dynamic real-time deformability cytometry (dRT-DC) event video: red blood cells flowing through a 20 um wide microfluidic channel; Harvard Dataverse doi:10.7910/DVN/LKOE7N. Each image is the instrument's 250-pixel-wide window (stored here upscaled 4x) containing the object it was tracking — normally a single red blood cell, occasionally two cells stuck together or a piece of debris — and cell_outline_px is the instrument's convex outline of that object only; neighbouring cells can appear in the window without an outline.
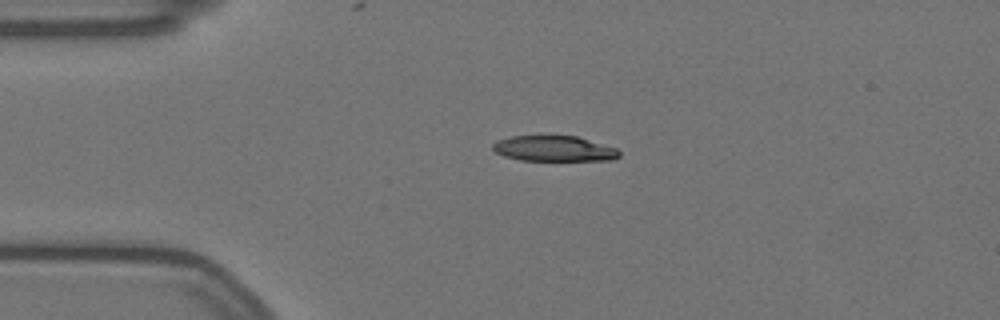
{"species": "Egyptian fruit bat (a non-hibernating species)", "species_latin": "Rousettus aegyptiacus", "temperature_condition": "warm", "stored_images_in_passage": 46, "camera_frame_rate_fps": 3000, "um_per_image_px": 0.085, "animal": {"sex": "female"}, "frame": {"image": 1, "passage_image": 1, "time_ms": 0.0, "image_size_px": [1000, 320], "cell_outline_px": [[620, 156], [612, 160], [520, 160], [504, 156], [496, 152], [492, 148], [492, 144], [496, 140], [512, 136], [576, 136], [616, 148], [620, 152]], "centroid_in_image_um": [47.07, 12.63], "position_along_channel_um": 37.9, "area_um2": 18.67}}
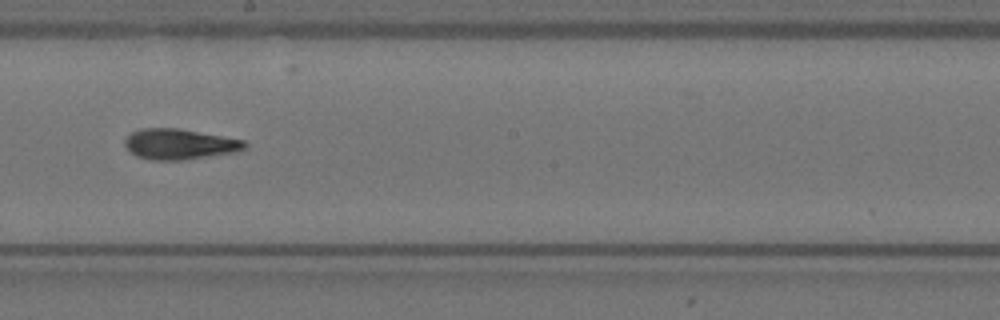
{"frame": {"image": 2, "passage_image": 20, "time_ms": 6.333, "image_size_px": [1000, 320], "cell_outline_px": [[248, 148], [236, 152], [180, 160], [152, 160], [136, 156], [124, 144], [124, 140], [132, 132], [140, 128], [180, 128], [244, 140], [248, 144]], "centroid_in_image_um": [15.28, 12.24], "position_along_channel_um": 232.9, "area_um2": 21.33}}
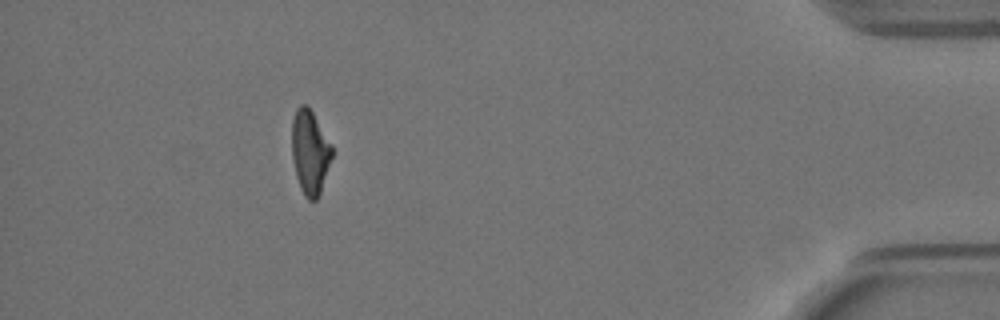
{"frame": {"image": 3, "passage_image": 40, "time_ms": 13.0, "image_size_px": [1000, 320], "cell_outline_px": [[332, 156], [320, 192], [316, 200], [308, 200], [304, 196], [300, 188], [296, 176], [292, 160], [292, 120], [296, 108], [300, 104], [304, 104], [312, 112], [332, 144]], "centroid_in_image_um": [26.33, 12.93], "position_along_channel_um": 408.9, "area_um2": 19.59}, "authors_computed_cell_mechanics": {"area_um2": 20.5479, "velocity_mm_per_s": 3.5152, "shape_relaxation_time_tau1_ms": 4.4667, "shape_relaxation_time_tau2_ms": 3.4614, "deformation_change_tau1": 0.1691, "deformation_change_tau2": 0.1269}}